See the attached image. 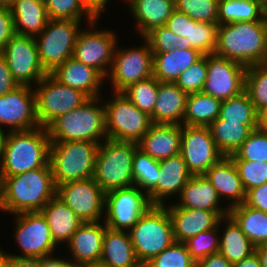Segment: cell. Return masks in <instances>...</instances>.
<instances>
[{"label":"cell","instance_id":"obj_1","mask_svg":"<svg viewBox=\"0 0 267 267\" xmlns=\"http://www.w3.org/2000/svg\"><path fill=\"white\" fill-rule=\"evenodd\" d=\"M1 178V210L19 214L41 211L56 195L50 163L42 168Z\"/></svg>","mask_w":267,"mask_h":267},{"label":"cell","instance_id":"obj_2","mask_svg":"<svg viewBox=\"0 0 267 267\" xmlns=\"http://www.w3.org/2000/svg\"><path fill=\"white\" fill-rule=\"evenodd\" d=\"M50 146L45 127L6 133L0 160V176H13L47 166Z\"/></svg>","mask_w":267,"mask_h":267},{"label":"cell","instance_id":"obj_3","mask_svg":"<svg viewBox=\"0 0 267 267\" xmlns=\"http://www.w3.org/2000/svg\"><path fill=\"white\" fill-rule=\"evenodd\" d=\"M214 54L246 67L267 64L263 21H239L218 25L217 48Z\"/></svg>","mask_w":267,"mask_h":267},{"label":"cell","instance_id":"obj_4","mask_svg":"<svg viewBox=\"0 0 267 267\" xmlns=\"http://www.w3.org/2000/svg\"><path fill=\"white\" fill-rule=\"evenodd\" d=\"M101 97L89 98L81 106L56 118L48 127L50 142L91 141L107 139L105 106H98Z\"/></svg>","mask_w":267,"mask_h":267},{"label":"cell","instance_id":"obj_5","mask_svg":"<svg viewBox=\"0 0 267 267\" xmlns=\"http://www.w3.org/2000/svg\"><path fill=\"white\" fill-rule=\"evenodd\" d=\"M100 143L51 142L49 163L55 185L93 178Z\"/></svg>","mask_w":267,"mask_h":267},{"label":"cell","instance_id":"obj_6","mask_svg":"<svg viewBox=\"0 0 267 267\" xmlns=\"http://www.w3.org/2000/svg\"><path fill=\"white\" fill-rule=\"evenodd\" d=\"M128 232L142 267L175 241L165 205H152Z\"/></svg>","mask_w":267,"mask_h":267},{"label":"cell","instance_id":"obj_7","mask_svg":"<svg viewBox=\"0 0 267 267\" xmlns=\"http://www.w3.org/2000/svg\"><path fill=\"white\" fill-rule=\"evenodd\" d=\"M104 140L96 155L94 180L105 192L134 185L132 168L137 143Z\"/></svg>","mask_w":267,"mask_h":267},{"label":"cell","instance_id":"obj_8","mask_svg":"<svg viewBox=\"0 0 267 267\" xmlns=\"http://www.w3.org/2000/svg\"><path fill=\"white\" fill-rule=\"evenodd\" d=\"M79 23L78 20H49L41 33L34 36L41 65L48 74L73 57Z\"/></svg>","mask_w":267,"mask_h":267},{"label":"cell","instance_id":"obj_9","mask_svg":"<svg viewBox=\"0 0 267 267\" xmlns=\"http://www.w3.org/2000/svg\"><path fill=\"white\" fill-rule=\"evenodd\" d=\"M35 93L36 115L41 127L47 128L56 118L76 109L89 97L82 91L61 84L51 74L37 83Z\"/></svg>","mask_w":267,"mask_h":267},{"label":"cell","instance_id":"obj_10","mask_svg":"<svg viewBox=\"0 0 267 267\" xmlns=\"http://www.w3.org/2000/svg\"><path fill=\"white\" fill-rule=\"evenodd\" d=\"M105 103L107 139L138 142L152 126L151 116L138 109L122 93Z\"/></svg>","mask_w":267,"mask_h":267},{"label":"cell","instance_id":"obj_11","mask_svg":"<svg viewBox=\"0 0 267 267\" xmlns=\"http://www.w3.org/2000/svg\"><path fill=\"white\" fill-rule=\"evenodd\" d=\"M151 206L145 190L136 185L111 190L105 194V224L113 230H130Z\"/></svg>","mask_w":267,"mask_h":267},{"label":"cell","instance_id":"obj_12","mask_svg":"<svg viewBox=\"0 0 267 267\" xmlns=\"http://www.w3.org/2000/svg\"><path fill=\"white\" fill-rule=\"evenodd\" d=\"M143 47L115 49L109 77L115 93H122L132 84L153 76V52L145 40Z\"/></svg>","mask_w":267,"mask_h":267},{"label":"cell","instance_id":"obj_13","mask_svg":"<svg viewBox=\"0 0 267 267\" xmlns=\"http://www.w3.org/2000/svg\"><path fill=\"white\" fill-rule=\"evenodd\" d=\"M1 54L18 85L30 86L33 81L37 84L48 74L41 65L34 36L15 34Z\"/></svg>","mask_w":267,"mask_h":267},{"label":"cell","instance_id":"obj_14","mask_svg":"<svg viewBox=\"0 0 267 267\" xmlns=\"http://www.w3.org/2000/svg\"><path fill=\"white\" fill-rule=\"evenodd\" d=\"M105 194L94 178L56 186V196L83 222H100L105 207Z\"/></svg>","mask_w":267,"mask_h":267},{"label":"cell","instance_id":"obj_15","mask_svg":"<svg viewBox=\"0 0 267 267\" xmlns=\"http://www.w3.org/2000/svg\"><path fill=\"white\" fill-rule=\"evenodd\" d=\"M180 154L192 175L205 174L224 155L218 150L209 127L182 125Z\"/></svg>","mask_w":267,"mask_h":267},{"label":"cell","instance_id":"obj_16","mask_svg":"<svg viewBox=\"0 0 267 267\" xmlns=\"http://www.w3.org/2000/svg\"><path fill=\"white\" fill-rule=\"evenodd\" d=\"M15 237L23 256L21 258H41L52 255L56 243L52 238L47 220L41 211L16 214Z\"/></svg>","mask_w":267,"mask_h":267},{"label":"cell","instance_id":"obj_17","mask_svg":"<svg viewBox=\"0 0 267 267\" xmlns=\"http://www.w3.org/2000/svg\"><path fill=\"white\" fill-rule=\"evenodd\" d=\"M207 65L203 93L223 101L244 91L246 66L215 54L207 55Z\"/></svg>","mask_w":267,"mask_h":267},{"label":"cell","instance_id":"obj_18","mask_svg":"<svg viewBox=\"0 0 267 267\" xmlns=\"http://www.w3.org/2000/svg\"><path fill=\"white\" fill-rule=\"evenodd\" d=\"M116 35L111 31H79L73 57L87 66L95 68L104 78H108L114 52L117 47Z\"/></svg>","mask_w":267,"mask_h":267},{"label":"cell","instance_id":"obj_19","mask_svg":"<svg viewBox=\"0 0 267 267\" xmlns=\"http://www.w3.org/2000/svg\"><path fill=\"white\" fill-rule=\"evenodd\" d=\"M31 89V86L18 85L0 96V125L9 126L10 131L40 127L36 115L35 93ZM0 131H4L2 127Z\"/></svg>","mask_w":267,"mask_h":267},{"label":"cell","instance_id":"obj_20","mask_svg":"<svg viewBox=\"0 0 267 267\" xmlns=\"http://www.w3.org/2000/svg\"><path fill=\"white\" fill-rule=\"evenodd\" d=\"M172 223L174 240L185 242L200 232L218 227L229 212H214L203 209L177 207L175 204L167 207Z\"/></svg>","mask_w":267,"mask_h":267},{"label":"cell","instance_id":"obj_21","mask_svg":"<svg viewBox=\"0 0 267 267\" xmlns=\"http://www.w3.org/2000/svg\"><path fill=\"white\" fill-rule=\"evenodd\" d=\"M100 225L96 222H83L80 227L74 232L67 246L74 260V264L98 266L101 255L103 236L107 225Z\"/></svg>","mask_w":267,"mask_h":267},{"label":"cell","instance_id":"obj_22","mask_svg":"<svg viewBox=\"0 0 267 267\" xmlns=\"http://www.w3.org/2000/svg\"><path fill=\"white\" fill-rule=\"evenodd\" d=\"M157 185L147 194L152 205H165L163 199L176 192L180 194L192 173L181 154H176L159 161Z\"/></svg>","mask_w":267,"mask_h":267},{"label":"cell","instance_id":"obj_23","mask_svg":"<svg viewBox=\"0 0 267 267\" xmlns=\"http://www.w3.org/2000/svg\"><path fill=\"white\" fill-rule=\"evenodd\" d=\"M182 125L155 124L137 142L138 149L160 161L180 153Z\"/></svg>","mask_w":267,"mask_h":267},{"label":"cell","instance_id":"obj_24","mask_svg":"<svg viewBox=\"0 0 267 267\" xmlns=\"http://www.w3.org/2000/svg\"><path fill=\"white\" fill-rule=\"evenodd\" d=\"M188 96L175 83L159 81L157 100L150 115L152 123L184 125Z\"/></svg>","mask_w":267,"mask_h":267},{"label":"cell","instance_id":"obj_25","mask_svg":"<svg viewBox=\"0 0 267 267\" xmlns=\"http://www.w3.org/2000/svg\"><path fill=\"white\" fill-rule=\"evenodd\" d=\"M50 74L61 84L78 89L89 98L100 96L104 77L95 68L77 61L74 57L66 60Z\"/></svg>","mask_w":267,"mask_h":267},{"label":"cell","instance_id":"obj_26","mask_svg":"<svg viewBox=\"0 0 267 267\" xmlns=\"http://www.w3.org/2000/svg\"><path fill=\"white\" fill-rule=\"evenodd\" d=\"M204 175L216 189L220 198L225 196L233 200V204L226 208L230 209L244 203L246 191L230 156L222 157Z\"/></svg>","mask_w":267,"mask_h":267},{"label":"cell","instance_id":"obj_27","mask_svg":"<svg viewBox=\"0 0 267 267\" xmlns=\"http://www.w3.org/2000/svg\"><path fill=\"white\" fill-rule=\"evenodd\" d=\"M125 230L106 228L99 267H142Z\"/></svg>","mask_w":267,"mask_h":267},{"label":"cell","instance_id":"obj_28","mask_svg":"<svg viewBox=\"0 0 267 267\" xmlns=\"http://www.w3.org/2000/svg\"><path fill=\"white\" fill-rule=\"evenodd\" d=\"M177 207L189 209H203L214 212H229L219 206L220 197L204 174L192 175L179 194Z\"/></svg>","mask_w":267,"mask_h":267},{"label":"cell","instance_id":"obj_29","mask_svg":"<svg viewBox=\"0 0 267 267\" xmlns=\"http://www.w3.org/2000/svg\"><path fill=\"white\" fill-rule=\"evenodd\" d=\"M203 56L196 49H173L153 53V76L160 82L175 83L182 72Z\"/></svg>","mask_w":267,"mask_h":267},{"label":"cell","instance_id":"obj_30","mask_svg":"<svg viewBox=\"0 0 267 267\" xmlns=\"http://www.w3.org/2000/svg\"><path fill=\"white\" fill-rule=\"evenodd\" d=\"M9 8L18 35H38L50 20L44 0H15Z\"/></svg>","mask_w":267,"mask_h":267},{"label":"cell","instance_id":"obj_31","mask_svg":"<svg viewBox=\"0 0 267 267\" xmlns=\"http://www.w3.org/2000/svg\"><path fill=\"white\" fill-rule=\"evenodd\" d=\"M56 244L69 241L83 221L56 195L41 210ZM62 242V243H61Z\"/></svg>","mask_w":267,"mask_h":267},{"label":"cell","instance_id":"obj_32","mask_svg":"<svg viewBox=\"0 0 267 267\" xmlns=\"http://www.w3.org/2000/svg\"><path fill=\"white\" fill-rule=\"evenodd\" d=\"M144 37L152 29L165 26L175 10V0H126Z\"/></svg>","mask_w":267,"mask_h":267},{"label":"cell","instance_id":"obj_33","mask_svg":"<svg viewBox=\"0 0 267 267\" xmlns=\"http://www.w3.org/2000/svg\"><path fill=\"white\" fill-rule=\"evenodd\" d=\"M208 127L218 150L224 156H230L234 154L250 134L258 128V124L226 122V120L218 117Z\"/></svg>","mask_w":267,"mask_h":267},{"label":"cell","instance_id":"obj_34","mask_svg":"<svg viewBox=\"0 0 267 267\" xmlns=\"http://www.w3.org/2000/svg\"><path fill=\"white\" fill-rule=\"evenodd\" d=\"M225 218L228 225L225 227L223 236L220 237L218 253L234 264L251 256L256 251V247L230 215H226Z\"/></svg>","mask_w":267,"mask_h":267},{"label":"cell","instance_id":"obj_35","mask_svg":"<svg viewBox=\"0 0 267 267\" xmlns=\"http://www.w3.org/2000/svg\"><path fill=\"white\" fill-rule=\"evenodd\" d=\"M229 215L255 247L267 243V213L242 203L231 207Z\"/></svg>","mask_w":267,"mask_h":267},{"label":"cell","instance_id":"obj_36","mask_svg":"<svg viewBox=\"0 0 267 267\" xmlns=\"http://www.w3.org/2000/svg\"><path fill=\"white\" fill-rule=\"evenodd\" d=\"M221 104L222 100L203 92L189 94L184 125L208 127L219 117Z\"/></svg>","mask_w":267,"mask_h":267},{"label":"cell","instance_id":"obj_37","mask_svg":"<svg viewBox=\"0 0 267 267\" xmlns=\"http://www.w3.org/2000/svg\"><path fill=\"white\" fill-rule=\"evenodd\" d=\"M265 9L261 0H218V25L260 21Z\"/></svg>","mask_w":267,"mask_h":267},{"label":"cell","instance_id":"obj_38","mask_svg":"<svg viewBox=\"0 0 267 267\" xmlns=\"http://www.w3.org/2000/svg\"><path fill=\"white\" fill-rule=\"evenodd\" d=\"M219 118L226 122L258 124V112L245 91L236 97L222 101Z\"/></svg>","mask_w":267,"mask_h":267},{"label":"cell","instance_id":"obj_39","mask_svg":"<svg viewBox=\"0 0 267 267\" xmlns=\"http://www.w3.org/2000/svg\"><path fill=\"white\" fill-rule=\"evenodd\" d=\"M158 87L159 81L151 76L132 84L122 94L138 109L151 115L157 100Z\"/></svg>","mask_w":267,"mask_h":267},{"label":"cell","instance_id":"obj_40","mask_svg":"<svg viewBox=\"0 0 267 267\" xmlns=\"http://www.w3.org/2000/svg\"><path fill=\"white\" fill-rule=\"evenodd\" d=\"M50 20H78L85 13L90 26H94L97 18L86 8L82 0H44Z\"/></svg>","mask_w":267,"mask_h":267},{"label":"cell","instance_id":"obj_41","mask_svg":"<svg viewBox=\"0 0 267 267\" xmlns=\"http://www.w3.org/2000/svg\"><path fill=\"white\" fill-rule=\"evenodd\" d=\"M258 112L267 106V64L248 66L245 74V89Z\"/></svg>","mask_w":267,"mask_h":267},{"label":"cell","instance_id":"obj_42","mask_svg":"<svg viewBox=\"0 0 267 267\" xmlns=\"http://www.w3.org/2000/svg\"><path fill=\"white\" fill-rule=\"evenodd\" d=\"M132 169L134 185L140 189H145L148 194L157 185L160 171L159 161L137 149L133 157Z\"/></svg>","mask_w":267,"mask_h":267},{"label":"cell","instance_id":"obj_43","mask_svg":"<svg viewBox=\"0 0 267 267\" xmlns=\"http://www.w3.org/2000/svg\"><path fill=\"white\" fill-rule=\"evenodd\" d=\"M218 22L204 23L190 17L189 42L203 55L214 54L217 48Z\"/></svg>","mask_w":267,"mask_h":267},{"label":"cell","instance_id":"obj_44","mask_svg":"<svg viewBox=\"0 0 267 267\" xmlns=\"http://www.w3.org/2000/svg\"><path fill=\"white\" fill-rule=\"evenodd\" d=\"M230 157L232 160L267 162V132L255 129Z\"/></svg>","mask_w":267,"mask_h":267},{"label":"cell","instance_id":"obj_45","mask_svg":"<svg viewBox=\"0 0 267 267\" xmlns=\"http://www.w3.org/2000/svg\"><path fill=\"white\" fill-rule=\"evenodd\" d=\"M175 9L197 22H218V0H175Z\"/></svg>","mask_w":267,"mask_h":267},{"label":"cell","instance_id":"obj_46","mask_svg":"<svg viewBox=\"0 0 267 267\" xmlns=\"http://www.w3.org/2000/svg\"><path fill=\"white\" fill-rule=\"evenodd\" d=\"M144 267H196V262L183 242L174 241Z\"/></svg>","mask_w":267,"mask_h":267},{"label":"cell","instance_id":"obj_47","mask_svg":"<svg viewBox=\"0 0 267 267\" xmlns=\"http://www.w3.org/2000/svg\"><path fill=\"white\" fill-rule=\"evenodd\" d=\"M218 228L215 227L206 232H200L196 236L189 238L184 243L190 253L191 258L197 262L208 255L216 254L219 251L220 238Z\"/></svg>","mask_w":267,"mask_h":267},{"label":"cell","instance_id":"obj_48","mask_svg":"<svg viewBox=\"0 0 267 267\" xmlns=\"http://www.w3.org/2000/svg\"><path fill=\"white\" fill-rule=\"evenodd\" d=\"M207 71V55H203L180 74L175 84L187 94L202 92L207 78Z\"/></svg>","mask_w":267,"mask_h":267},{"label":"cell","instance_id":"obj_49","mask_svg":"<svg viewBox=\"0 0 267 267\" xmlns=\"http://www.w3.org/2000/svg\"><path fill=\"white\" fill-rule=\"evenodd\" d=\"M245 191L267 183V162L233 160Z\"/></svg>","mask_w":267,"mask_h":267},{"label":"cell","instance_id":"obj_50","mask_svg":"<svg viewBox=\"0 0 267 267\" xmlns=\"http://www.w3.org/2000/svg\"><path fill=\"white\" fill-rule=\"evenodd\" d=\"M143 39H145L151 47L153 53H164L175 49L179 42V36L175 35L166 26L152 29Z\"/></svg>","mask_w":267,"mask_h":267},{"label":"cell","instance_id":"obj_51","mask_svg":"<svg viewBox=\"0 0 267 267\" xmlns=\"http://www.w3.org/2000/svg\"><path fill=\"white\" fill-rule=\"evenodd\" d=\"M165 26L179 36V42L175 46L176 49L193 48L189 42L190 17L188 15L175 9L166 21Z\"/></svg>","mask_w":267,"mask_h":267},{"label":"cell","instance_id":"obj_52","mask_svg":"<svg viewBox=\"0 0 267 267\" xmlns=\"http://www.w3.org/2000/svg\"><path fill=\"white\" fill-rule=\"evenodd\" d=\"M16 34L14 20L9 7H0V53Z\"/></svg>","mask_w":267,"mask_h":267},{"label":"cell","instance_id":"obj_53","mask_svg":"<svg viewBox=\"0 0 267 267\" xmlns=\"http://www.w3.org/2000/svg\"><path fill=\"white\" fill-rule=\"evenodd\" d=\"M244 204L267 213V183L246 191Z\"/></svg>","mask_w":267,"mask_h":267},{"label":"cell","instance_id":"obj_54","mask_svg":"<svg viewBox=\"0 0 267 267\" xmlns=\"http://www.w3.org/2000/svg\"><path fill=\"white\" fill-rule=\"evenodd\" d=\"M18 86L8 69L6 58L0 53V96L12 91Z\"/></svg>","mask_w":267,"mask_h":267},{"label":"cell","instance_id":"obj_55","mask_svg":"<svg viewBox=\"0 0 267 267\" xmlns=\"http://www.w3.org/2000/svg\"><path fill=\"white\" fill-rule=\"evenodd\" d=\"M196 267H232V264L223 255L216 253L197 261Z\"/></svg>","mask_w":267,"mask_h":267},{"label":"cell","instance_id":"obj_56","mask_svg":"<svg viewBox=\"0 0 267 267\" xmlns=\"http://www.w3.org/2000/svg\"><path fill=\"white\" fill-rule=\"evenodd\" d=\"M10 255V267H42L41 258H21Z\"/></svg>","mask_w":267,"mask_h":267},{"label":"cell","instance_id":"obj_57","mask_svg":"<svg viewBox=\"0 0 267 267\" xmlns=\"http://www.w3.org/2000/svg\"><path fill=\"white\" fill-rule=\"evenodd\" d=\"M49 256H44L41 257V265L42 267H72L74 263L69 260H62V259H57Z\"/></svg>","mask_w":267,"mask_h":267},{"label":"cell","instance_id":"obj_58","mask_svg":"<svg viewBox=\"0 0 267 267\" xmlns=\"http://www.w3.org/2000/svg\"><path fill=\"white\" fill-rule=\"evenodd\" d=\"M86 8L98 19L108 0H82Z\"/></svg>","mask_w":267,"mask_h":267},{"label":"cell","instance_id":"obj_59","mask_svg":"<svg viewBox=\"0 0 267 267\" xmlns=\"http://www.w3.org/2000/svg\"><path fill=\"white\" fill-rule=\"evenodd\" d=\"M232 267H262L259 256L254 252L251 256L232 264Z\"/></svg>","mask_w":267,"mask_h":267},{"label":"cell","instance_id":"obj_60","mask_svg":"<svg viewBox=\"0 0 267 267\" xmlns=\"http://www.w3.org/2000/svg\"><path fill=\"white\" fill-rule=\"evenodd\" d=\"M258 129H267V106H264L258 111Z\"/></svg>","mask_w":267,"mask_h":267},{"label":"cell","instance_id":"obj_61","mask_svg":"<svg viewBox=\"0 0 267 267\" xmlns=\"http://www.w3.org/2000/svg\"><path fill=\"white\" fill-rule=\"evenodd\" d=\"M255 252L259 256L262 267H267V243L256 247Z\"/></svg>","mask_w":267,"mask_h":267},{"label":"cell","instance_id":"obj_62","mask_svg":"<svg viewBox=\"0 0 267 267\" xmlns=\"http://www.w3.org/2000/svg\"><path fill=\"white\" fill-rule=\"evenodd\" d=\"M0 267H10V255L0 249Z\"/></svg>","mask_w":267,"mask_h":267},{"label":"cell","instance_id":"obj_63","mask_svg":"<svg viewBox=\"0 0 267 267\" xmlns=\"http://www.w3.org/2000/svg\"><path fill=\"white\" fill-rule=\"evenodd\" d=\"M262 21H263V24H264L265 36H266V46H267V8L264 11Z\"/></svg>","mask_w":267,"mask_h":267},{"label":"cell","instance_id":"obj_64","mask_svg":"<svg viewBox=\"0 0 267 267\" xmlns=\"http://www.w3.org/2000/svg\"><path fill=\"white\" fill-rule=\"evenodd\" d=\"M4 140H5L4 131H0V158H2Z\"/></svg>","mask_w":267,"mask_h":267},{"label":"cell","instance_id":"obj_65","mask_svg":"<svg viewBox=\"0 0 267 267\" xmlns=\"http://www.w3.org/2000/svg\"><path fill=\"white\" fill-rule=\"evenodd\" d=\"M15 0H0V7H10Z\"/></svg>","mask_w":267,"mask_h":267},{"label":"cell","instance_id":"obj_66","mask_svg":"<svg viewBox=\"0 0 267 267\" xmlns=\"http://www.w3.org/2000/svg\"><path fill=\"white\" fill-rule=\"evenodd\" d=\"M72 267H89V265L74 264Z\"/></svg>","mask_w":267,"mask_h":267},{"label":"cell","instance_id":"obj_67","mask_svg":"<svg viewBox=\"0 0 267 267\" xmlns=\"http://www.w3.org/2000/svg\"><path fill=\"white\" fill-rule=\"evenodd\" d=\"M261 2H262V4H263V6H264L265 8H267V0H261Z\"/></svg>","mask_w":267,"mask_h":267},{"label":"cell","instance_id":"obj_68","mask_svg":"<svg viewBox=\"0 0 267 267\" xmlns=\"http://www.w3.org/2000/svg\"><path fill=\"white\" fill-rule=\"evenodd\" d=\"M0 209H1V178H0Z\"/></svg>","mask_w":267,"mask_h":267}]
</instances>
